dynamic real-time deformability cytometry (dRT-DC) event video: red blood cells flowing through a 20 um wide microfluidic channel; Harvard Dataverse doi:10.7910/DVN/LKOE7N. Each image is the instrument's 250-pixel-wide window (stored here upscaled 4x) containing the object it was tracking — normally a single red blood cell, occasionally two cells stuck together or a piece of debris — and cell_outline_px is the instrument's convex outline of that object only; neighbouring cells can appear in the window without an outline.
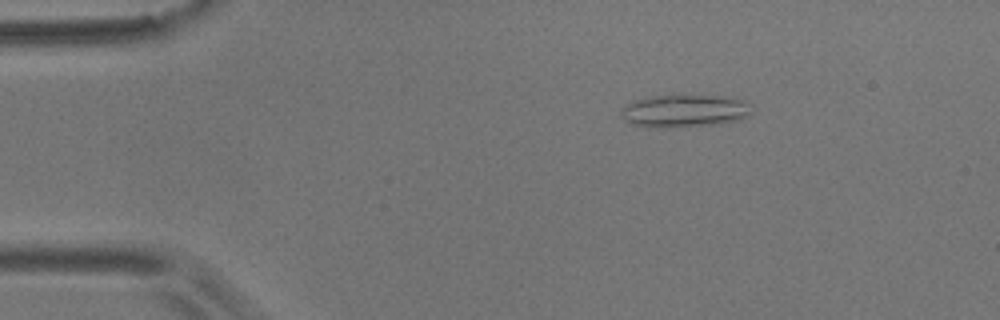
{"species": "common noctule bat (a hibernating species)", "species_latin": "Nyctalus noctula", "temperature_condition": "room temperature", "stored_images_in_passage": 2, "camera_frame_rate_fps": 3000, "um_per_image_px": 0.085, "animal": {"sex": "male", "body_mass_g": 17.9}, "frame": {"image": 1, "passage_image": 1, "time_ms": 0.0, "image_size_px": [1000, 320], "cell_outline_px": [[752, 112], [748, 116], [736, 120], [716, 124], [668, 128], [648, 128], [632, 124], [620, 116], [620, 108], [624, 104], [648, 96], [724, 96], [740, 100]], "centroid_in_image_um": [58.05, 9.45], "position_along_channel_um": 26.9, "area_um2": 24.68}}